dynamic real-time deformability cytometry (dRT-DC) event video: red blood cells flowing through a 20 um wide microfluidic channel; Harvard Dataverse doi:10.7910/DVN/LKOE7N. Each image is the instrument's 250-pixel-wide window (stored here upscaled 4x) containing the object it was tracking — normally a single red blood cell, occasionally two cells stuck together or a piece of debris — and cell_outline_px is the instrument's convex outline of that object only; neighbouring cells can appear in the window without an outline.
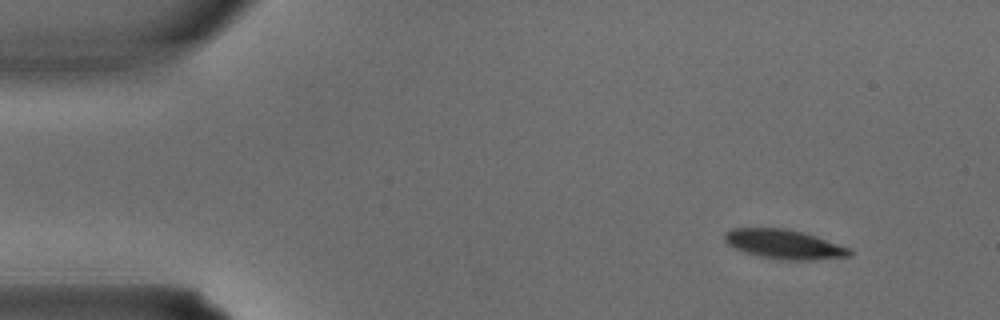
{"species": "common noctule bat (a hibernating species)", "species_latin": "Nyctalus noctula", "temperature_condition": "warm", "stored_images_in_passage": 3, "camera_frame_rate_fps": 3000, "um_per_image_px": 0.085, "animal": {"sex": "male", "body_mass_g": 15.6}, "frame": {"image": 1, "passage_image": 1, "time_ms": 0.0, "image_size_px": [1000, 320], "cell_outline_px": [[852, 252], [848, 256], [812, 260], [792, 260], [760, 256], [736, 248], [728, 244], [724, 240], [724, 232], [732, 228], [784, 228], [816, 236], [848, 248]], "centroid_in_image_um": [66.61, 20.75], "position_along_channel_um": 18.4, "area_um2": 20.81}}
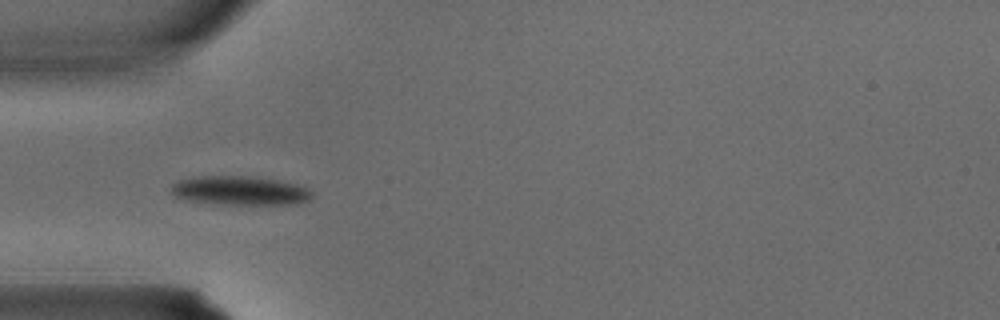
{"frame": {"image": 2, "passage_image": 3, "time_ms": 0.667, "image_size_px": [1000, 320], "cell_outline_px": [[312, 196], [308, 200], [296, 204], [228, 204], [188, 200], [176, 196], [172, 192], [172, 184], [176, 180], [192, 176], [252, 176], [276, 180], [296, 184], [308, 188], [312, 192]], "centroid_in_image_um": [20.39, 16.18], "position_along_channel_um": 64.6, "area_um2": 23.7}}